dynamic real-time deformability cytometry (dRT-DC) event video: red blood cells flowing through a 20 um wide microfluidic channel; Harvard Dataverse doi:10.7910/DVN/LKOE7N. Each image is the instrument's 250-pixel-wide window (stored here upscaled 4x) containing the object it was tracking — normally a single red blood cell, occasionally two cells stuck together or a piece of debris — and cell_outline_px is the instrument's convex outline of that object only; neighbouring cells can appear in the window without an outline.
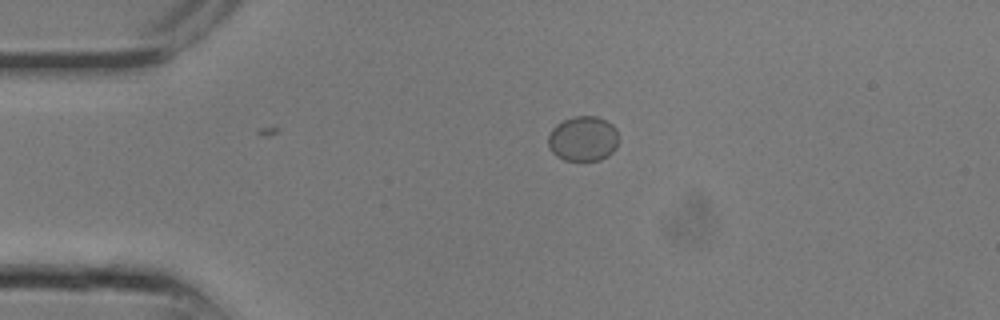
{"species": "common noctule bat (a hibernating species)", "species_latin": "Nyctalus noctula", "temperature_condition": "room temperature", "stored_images_in_passage": 14, "camera_frame_rate_fps": 3000, "um_per_image_px": 0.085, "animal": {"sex": "male", "body_mass_g": 13.3}, "frame": {"image": 1, "passage_image": 1, "time_ms": 0.0, "image_size_px": [1000, 320], "cell_outline_px": [[616, 148], [608, 156], [600, 160], [564, 160], [556, 156], [552, 152], [548, 144], [548, 136], [552, 128], [556, 124], [572, 116], [596, 116], [612, 124], [616, 128]], "centroid_in_image_um": [49.53, 11.79], "position_along_channel_um": 35.5, "area_um2": 18.44}}
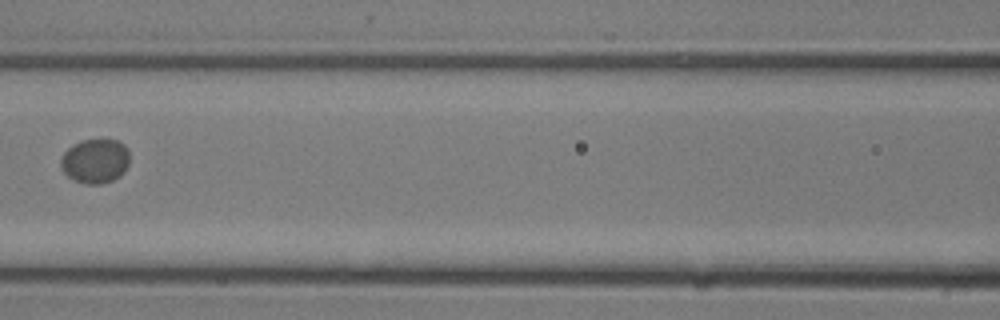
{"frame": {"image": 2, "passage_image": 7, "time_ms": 2.0, "image_size_px": [1000, 320], "cell_outline_px": [[128, 164], [124, 172], [120, 176], [112, 180], [100, 184], [84, 184], [72, 180], [64, 172], [60, 164], [60, 160], [64, 152], [72, 144], [80, 140], [116, 140], [124, 144], [128, 148]], "centroid_in_image_um": [8.07, 13.69], "position_along_channel_um": 158.5, "area_um2": 17.92}}
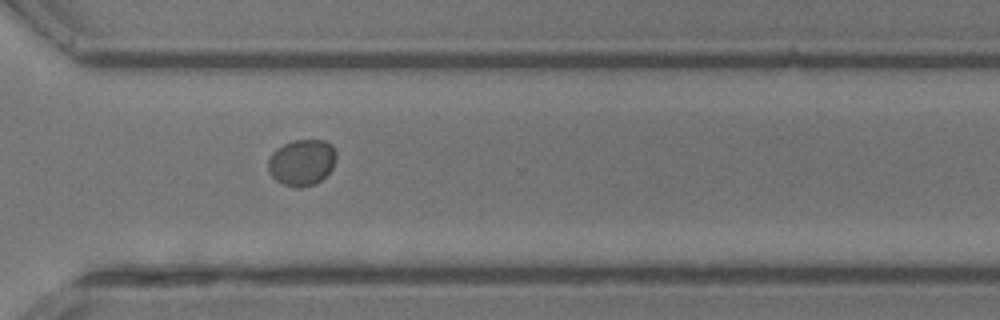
{"frame": {"image": 3, "passage_image": 14, "time_ms": 4.333, "image_size_px": [1000, 320], "cell_outline_px": [[336, 160], [332, 168], [316, 184], [300, 188], [280, 184], [268, 172], [268, 160], [272, 152], [276, 148], [292, 140], [324, 140], [332, 144], [336, 152]], "centroid_in_image_um": [25.64, 13.8], "position_along_channel_um": 345.0, "area_um2": 18.55}}